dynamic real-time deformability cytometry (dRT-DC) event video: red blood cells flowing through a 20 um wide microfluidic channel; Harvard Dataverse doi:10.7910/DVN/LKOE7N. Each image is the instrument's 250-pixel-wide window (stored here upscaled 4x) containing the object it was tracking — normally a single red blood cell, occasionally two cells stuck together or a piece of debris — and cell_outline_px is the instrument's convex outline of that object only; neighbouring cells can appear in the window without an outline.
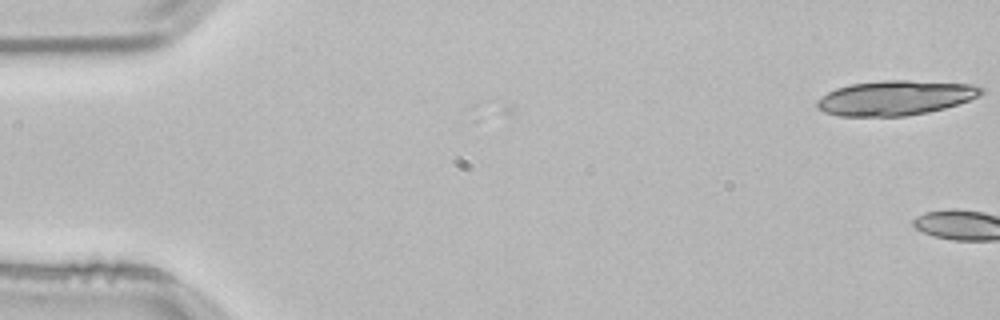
{"species": "common noctule bat (a hibernating species)", "species_latin": "Nyctalus noctula", "temperature_condition": "room temperature", "stored_images_in_passage": 4, "camera_frame_rate_fps": 3000, "um_per_image_px": 0.085, "animal": {"sex": "male", "body_mass_g": 21.5, "forearm_length_mm": 52.0}, "frame": {"image": 1, "passage_image": 1, "time_ms": 0.0, "image_size_px": [1000, 320], "cell_outline_px": [[984, 92], [980, 96], [944, 108], [928, 112], [904, 116], [840, 116], [824, 112], [816, 108], [816, 100], [820, 96], [836, 88], [848, 84], [884, 80], [908, 80], [972, 84], [984, 88]], "centroid_in_image_um": [76.07, 8.31], "position_along_channel_um": 8.9, "area_um2": 33.41}}